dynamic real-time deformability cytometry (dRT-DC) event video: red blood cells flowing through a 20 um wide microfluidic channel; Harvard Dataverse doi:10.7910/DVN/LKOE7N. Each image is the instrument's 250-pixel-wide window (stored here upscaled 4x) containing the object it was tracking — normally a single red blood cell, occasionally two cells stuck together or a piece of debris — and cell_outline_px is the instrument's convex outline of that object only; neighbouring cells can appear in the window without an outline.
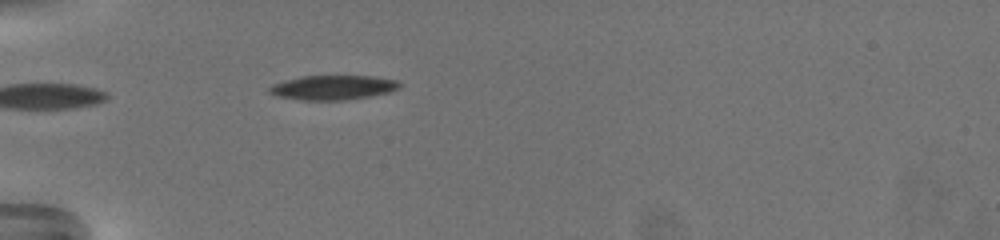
{"species": "common noctule bat (a hibernating species)", "species_latin": "Nyctalus noctula", "temperature_condition": "warm", "stored_images_in_passage": 6, "camera_frame_rate_fps": 3000, "um_per_image_px": 0.085, "animal": {"sex": "female", "body_mass_g": 19.5, "forearm_length_mm": 54.1}, "frame": {"image": 1, "passage_image": 1, "time_ms": 0.0, "image_size_px": [1000, 240], "cell_outline_px": [[400, 88], [388, 92], [368, 96], [344, 100], [300, 100], [276, 96], [268, 92], [268, 88], [272, 84], [284, 80], [300, 76], [376, 76], [396, 80], [400, 84]], "centroid_in_image_um": [28.25, 7.43], "position_along_channel_um": 56.7, "area_um2": 18.61}}